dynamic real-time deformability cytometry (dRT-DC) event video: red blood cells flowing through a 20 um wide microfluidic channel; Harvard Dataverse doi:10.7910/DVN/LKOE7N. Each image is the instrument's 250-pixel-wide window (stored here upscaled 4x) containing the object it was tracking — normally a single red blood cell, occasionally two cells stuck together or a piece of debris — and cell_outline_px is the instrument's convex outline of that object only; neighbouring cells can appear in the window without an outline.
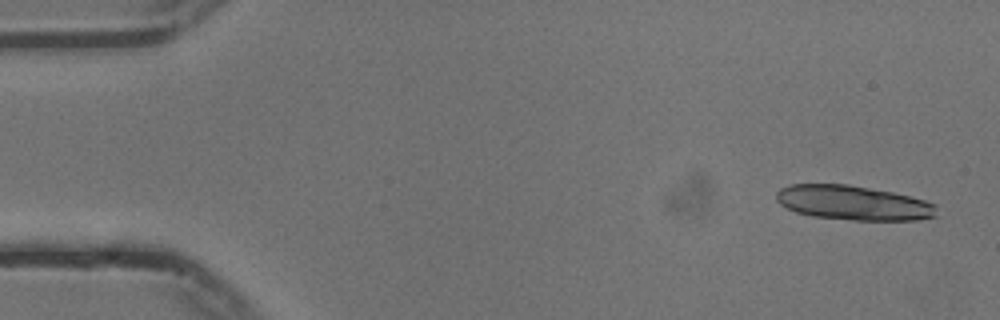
{"species": "common noctule bat (a hibernating species)", "species_latin": "Nyctalus noctula", "temperature_condition": "cold", "stored_images_in_passage": 53, "segment_of_instrument_passage": [1, 2], "camera_frame_rate_fps": 3000, "um_per_image_px": 0.085, "animal": {"sex": "male", "body_mass_g": 13.3}, "frame": {"image": 1, "passage_image": 1, "time_ms": 0.0, "image_size_px": [1000, 320], "cell_outline_px": [[936, 216], [916, 220], [852, 220], [812, 216], [796, 212], [780, 204], [776, 200], [776, 192], [780, 188], [788, 184], [848, 184], [892, 192], [912, 196], [936, 204]], "centroid_in_image_um": [72.51, 17.23], "position_along_channel_um": 12.5, "area_um2": 32.37}}